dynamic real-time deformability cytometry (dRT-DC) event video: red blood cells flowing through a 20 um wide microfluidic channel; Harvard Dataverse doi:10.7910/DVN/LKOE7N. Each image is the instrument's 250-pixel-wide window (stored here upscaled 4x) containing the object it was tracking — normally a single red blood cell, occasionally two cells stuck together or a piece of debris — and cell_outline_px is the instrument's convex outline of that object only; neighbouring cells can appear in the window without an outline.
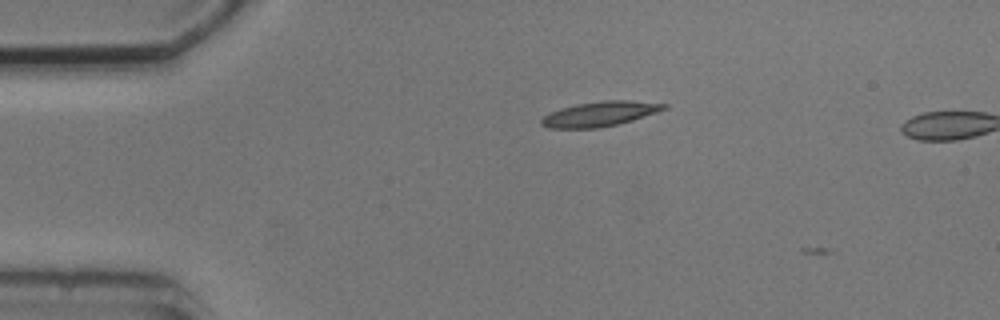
{"species": "common noctule bat (a hibernating species)", "species_latin": "Nyctalus noctula", "temperature_condition": "cold", "stored_images_in_passage": 2, "camera_frame_rate_fps": 3000, "um_per_image_px": 0.085, "animal": {"sex": "male", "body_mass_g": 20.5, "forearm_length_mm": 52.5}, "frame": {"image": 1, "passage_image": 1, "time_ms": 0.0, "image_size_px": [1000, 320], "cell_outline_px": [[668, 108], [632, 120], [600, 128], [548, 128], [540, 124], [540, 120], [548, 112], [576, 104], [604, 100], [628, 100], [668, 104]], "centroid_in_image_um": [50.96, 9.68], "position_along_channel_um": 34.0, "area_um2": 17.69}}